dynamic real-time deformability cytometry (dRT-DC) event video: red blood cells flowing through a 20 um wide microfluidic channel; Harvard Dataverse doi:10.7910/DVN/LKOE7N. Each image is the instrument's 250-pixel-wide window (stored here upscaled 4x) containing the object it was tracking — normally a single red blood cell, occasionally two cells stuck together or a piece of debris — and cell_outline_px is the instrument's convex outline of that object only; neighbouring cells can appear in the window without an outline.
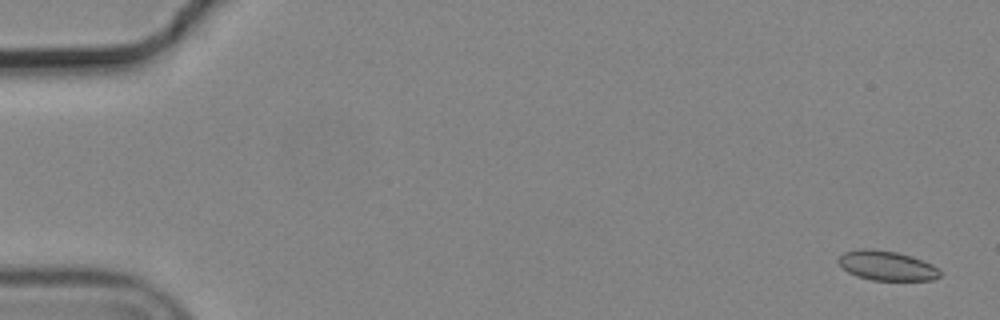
{"species": "common noctule bat (a hibernating species)", "species_latin": "Nyctalus noctula", "temperature_condition": "cold", "stored_images_in_passage": 57, "camera_frame_rate_fps": 3000, "um_per_image_px": 0.085, "animal": {"sex": "male", "body_mass_g": 19.2, "forearm_length_mm": 51.8}, "frame": {"image": 1, "passage_image": 3, "time_ms": 0.667, "image_size_px": [1000, 320], "cell_outline_px": [[940, 276], [932, 280], [872, 280], [856, 276], [848, 272], [836, 260], [844, 252], [860, 248], [872, 248], [896, 252], [912, 256], [932, 264], [940, 268]], "centroid_in_image_um": [75.38, 22.57], "position_along_channel_um": 9.6, "area_um2": 17.63}}
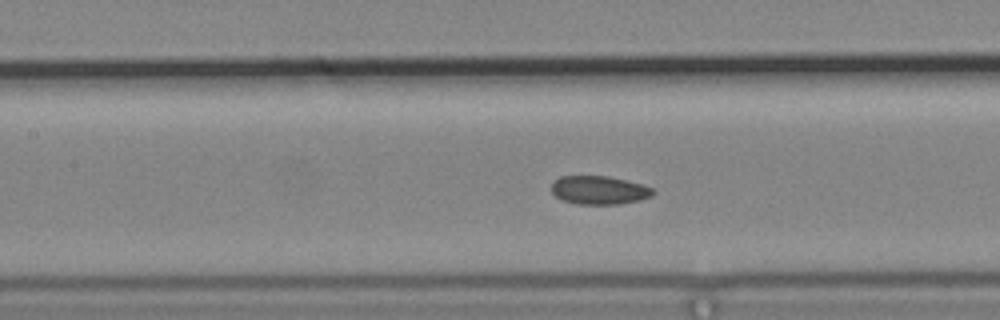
{"frame": {"image": 2, "passage_image": 27, "time_ms": 8.667, "image_size_px": [1000, 320], "cell_outline_px": [[656, 192], [652, 196], [640, 200], [620, 204], [576, 204], [564, 200], [556, 196], [552, 192], [552, 184], [560, 176], [608, 176], [640, 184], [652, 188]], "centroid_in_image_um": [50.94, 16.17], "position_along_channel_um": 156.5, "area_um2": 16.7}}
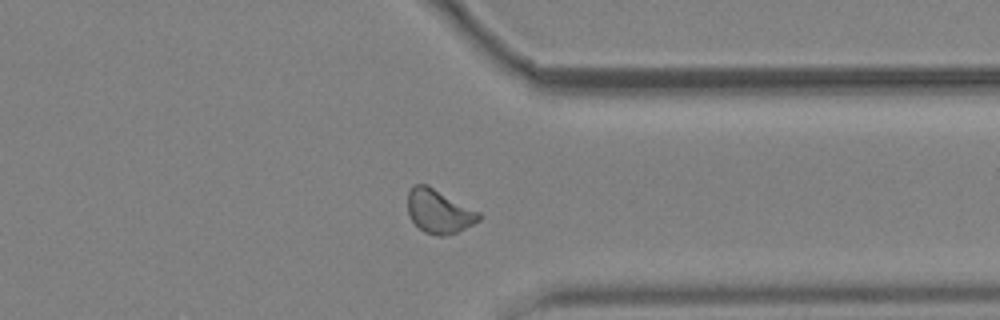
{"frame": {"image": 3, "passage_image": 45, "time_ms": 14.667, "image_size_px": [1000, 320], "cell_outline_px": [[484, 216], [480, 220], [456, 232], [444, 236], [440, 236], [424, 232], [412, 220], [408, 212], [408, 192], [412, 184], [428, 184], [480, 212]], "centroid_in_image_um": [37.32, 17.94], "position_along_channel_um": 374.1, "area_um2": 18.21}, "authors_computed_cell_mechanics": {"area_um2": 17.629, "velocity_mm_per_s": 3.6732, "shape_relaxation_time_tau1_ms": null, "shape_relaxation_time_tau2_ms": 4.9245, "deformation_change_tau1": null, "deformation_change_tau2": 0.0786}}